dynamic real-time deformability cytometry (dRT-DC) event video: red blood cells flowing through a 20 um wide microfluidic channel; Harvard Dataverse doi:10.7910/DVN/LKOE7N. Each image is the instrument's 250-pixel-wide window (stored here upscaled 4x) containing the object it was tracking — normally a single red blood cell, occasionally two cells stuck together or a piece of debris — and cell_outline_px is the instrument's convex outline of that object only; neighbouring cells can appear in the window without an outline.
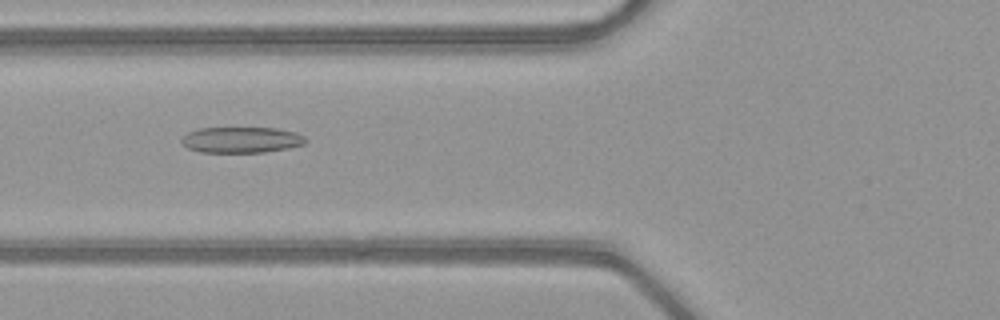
{"species": "common noctule bat (a hibernating species)", "species_latin": "Nyctalus noctula", "temperature_condition": "warm", "stored_images_in_passage": 52, "camera_frame_rate_fps": 3000, "um_per_image_px": 0.085, "animal": {"sex": "female", "body_mass_g": 21.9}, "frame": {"image": 1, "passage_image": 21, "time_ms": 6.667, "image_size_px": [1000, 320], "cell_outline_px": [[308, 140], [304, 144], [288, 148], [264, 152], [200, 152], [188, 148], [180, 140], [188, 132], [200, 128], [276, 128], [296, 132], [304, 136]], "centroid_in_image_um": [20.54, 11.88], "position_along_channel_um": 105.3, "area_um2": 18.67}}
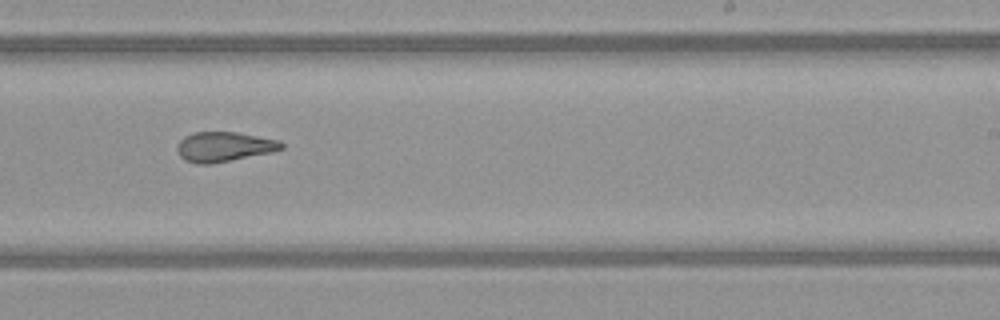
{"frame": {"image": 2, "passage_image": 33, "time_ms": 10.667, "image_size_px": [1000, 320], "cell_outline_px": [[284, 148], [272, 152], [212, 164], [196, 164], [184, 160], [180, 156], [176, 148], [180, 140], [184, 136], [192, 132], [236, 132], [280, 140], [284, 144]], "centroid_in_image_um": [19.04, 12.47], "position_along_channel_um": 270.0, "area_um2": 18.26}}
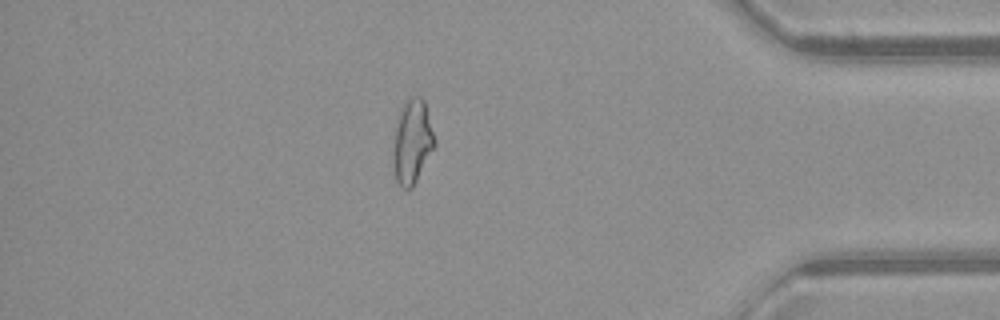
{"frame": {"image": 3, "passage_image": 45, "time_ms": 14.667, "image_size_px": [1000, 320], "cell_outline_px": [[436, 144], [412, 188], [400, 188], [396, 180], [392, 148], [396, 120], [400, 108], [412, 96], [420, 96], [424, 100], [436, 140]], "centroid_in_image_um": [35.03, 12.03], "position_along_channel_um": 400.2, "area_um2": 20.35}, "authors_computed_cell_mechanics": {"area_um2": 21.0681, "velocity_mm_per_s": 4.1059, "shape_relaxation_time_tau1_ms": null, "shape_relaxation_time_tau2_ms": 2.5186, "deformation_change_tau1": null, "deformation_change_tau2": 0.1204}}